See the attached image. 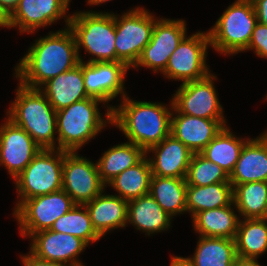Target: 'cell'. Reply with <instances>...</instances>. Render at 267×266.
Segmentation results:
<instances>
[{
	"mask_svg": "<svg viewBox=\"0 0 267 266\" xmlns=\"http://www.w3.org/2000/svg\"><path fill=\"white\" fill-rule=\"evenodd\" d=\"M79 63L75 37L71 29L65 27L35 40L15 66L14 77L23 86L39 89Z\"/></svg>",
	"mask_w": 267,
	"mask_h": 266,
	"instance_id": "obj_1",
	"label": "cell"
},
{
	"mask_svg": "<svg viewBox=\"0 0 267 266\" xmlns=\"http://www.w3.org/2000/svg\"><path fill=\"white\" fill-rule=\"evenodd\" d=\"M112 110V124L126 136L129 142L145 152L159 144L170 134L172 100L164 103L137 101L128 94Z\"/></svg>",
	"mask_w": 267,
	"mask_h": 266,
	"instance_id": "obj_2",
	"label": "cell"
},
{
	"mask_svg": "<svg viewBox=\"0 0 267 266\" xmlns=\"http://www.w3.org/2000/svg\"><path fill=\"white\" fill-rule=\"evenodd\" d=\"M99 99L88 97L57 111V149L77 152L94 139L107 124H112L113 105L105 106V118L98 108Z\"/></svg>",
	"mask_w": 267,
	"mask_h": 266,
	"instance_id": "obj_3",
	"label": "cell"
},
{
	"mask_svg": "<svg viewBox=\"0 0 267 266\" xmlns=\"http://www.w3.org/2000/svg\"><path fill=\"white\" fill-rule=\"evenodd\" d=\"M7 118L23 128L42 149H57L56 116L47 97L35 88L18 84Z\"/></svg>",
	"mask_w": 267,
	"mask_h": 266,
	"instance_id": "obj_4",
	"label": "cell"
},
{
	"mask_svg": "<svg viewBox=\"0 0 267 266\" xmlns=\"http://www.w3.org/2000/svg\"><path fill=\"white\" fill-rule=\"evenodd\" d=\"M76 41L80 62L81 47L91 55L87 63L121 62L115 48V14L97 11H79L71 15L68 26Z\"/></svg>",
	"mask_w": 267,
	"mask_h": 266,
	"instance_id": "obj_5",
	"label": "cell"
},
{
	"mask_svg": "<svg viewBox=\"0 0 267 266\" xmlns=\"http://www.w3.org/2000/svg\"><path fill=\"white\" fill-rule=\"evenodd\" d=\"M258 22L251 0H235L208 30L210 46L223 55L245 52Z\"/></svg>",
	"mask_w": 267,
	"mask_h": 266,
	"instance_id": "obj_6",
	"label": "cell"
},
{
	"mask_svg": "<svg viewBox=\"0 0 267 266\" xmlns=\"http://www.w3.org/2000/svg\"><path fill=\"white\" fill-rule=\"evenodd\" d=\"M62 171L63 150L41 149L32 162L13 179L19 198L14 211L26 199L61 190Z\"/></svg>",
	"mask_w": 267,
	"mask_h": 266,
	"instance_id": "obj_7",
	"label": "cell"
},
{
	"mask_svg": "<svg viewBox=\"0 0 267 266\" xmlns=\"http://www.w3.org/2000/svg\"><path fill=\"white\" fill-rule=\"evenodd\" d=\"M150 11L135 7L115 15V48L117 58L132 68L144 47L150 42L155 21Z\"/></svg>",
	"mask_w": 267,
	"mask_h": 266,
	"instance_id": "obj_8",
	"label": "cell"
},
{
	"mask_svg": "<svg viewBox=\"0 0 267 266\" xmlns=\"http://www.w3.org/2000/svg\"><path fill=\"white\" fill-rule=\"evenodd\" d=\"M186 35L170 55L167 67L162 73L169 80L183 83L201 80L211 72L206 64L210 38L207 31Z\"/></svg>",
	"mask_w": 267,
	"mask_h": 266,
	"instance_id": "obj_9",
	"label": "cell"
},
{
	"mask_svg": "<svg viewBox=\"0 0 267 266\" xmlns=\"http://www.w3.org/2000/svg\"><path fill=\"white\" fill-rule=\"evenodd\" d=\"M74 205L71 197L61 189L26 199L12 214L18 221L21 236L30 237L33 233L49 230Z\"/></svg>",
	"mask_w": 267,
	"mask_h": 266,
	"instance_id": "obj_10",
	"label": "cell"
},
{
	"mask_svg": "<svg viewBox=\"0 0 267 266\" xmlns=\"http://www.w3.org/2000/svg\"><path fill=\"white\" fill-rule=\"evenodd\" d=\"M105 187L96 162L78 155V151H63L62 189L75 204L90 202L105 191Z\"/></svg>",
	"mask_w": 267,
	"mask_h": 266,
	"instance_id": "obj_11",
	"label": "cell"
},
{
	"mask_svg": "<svg viewBox=\"0 0 267 266\" xmlns=\"http://www.w3.org/2000/svg\"><path fill=\"white\" fill-rule=\"evenodd\" d=\"M216 79L217 76L210 73L204 79L181 84L172 96L173 108L179 113L190 116L226 119L214 86Z\"/></svg>",
	"mask_w": 267,
	"mask_h": 266,
	"instance_id": "obj_12",
	"label": "cell"
},
{
	"mask_svg": "<svg viewBox=\"0 0 267 266\" xmlns=\"http://www.w3.org/2000/svg\"><path fill=\"white\" fill-rule=\"evenodd\" d=\"M183 19L158 18L155 21L150 42L144 47L132 68L146 67L161 74L167 67L170 55L187 35Z\"/></svg>",
	"mask_w": 267,
	"mask_h": 266,
	"instance_id": "obj_13",
	"label": "cell"
},
{
	"mask_svg": "<svg viewBox=\"0 0 267 266\" xmlns=\"http://www.w3.org/2000/svg\"><path fill=\"white\" fill-rule=\"evenodd\" d=\"M129 67L123 62H82L85 91L89 97L101 100L103 105L125 92L124 81Z\"/></svg>",
	"mask_w": 267,
	"mask_h": 266,
	"instance_id": "obj_14",
	"label": "cell"
},
{
	"mask_svg": "<svg viewBox=\"0 0 267 266\" xmlns=\"http://www.w3.org/2000/svg\"><path fill=\"white\" fill-rule=\"evenodd\" d=\"M41 149L23 128L7 117L0 124V165L7 169L12 180L32 162Z\"/></svg>",
	"mask_w": 267,
	"mask_h": 266,
	"instance_id": "obj_15",
	"label": "cell"
},
{
	"mask_svg": "<svg viewBox=\"0 0 267 266\" xmlns=\"http://www.w3.org/2000/svg\"><path fill=\"white\" fill-rule=\"evenodd\" d=\"M70 0H19L11 13L12 28L20 33H34L39 28L51 26L61 18L65 27L69 26L71 14L68 13Z\"/></svg>",
	"mask_w": 267,
	"mask_h": 266,
	"instance_id": "obj_16",
	"label": "cell"
},
{
	"mask_svg": "<svg viewBox=\"0 0 267 266\" xmlns=\"http://www.w3.org/2000/svg\"><path fill=\"white\" fill-rule=\"evenodd\" d=\"M29 238L32 242L30 252L36 257L70 266H85L79 260V255L88 244L82 239L50 229L33 233Z\"/></svg>",
	"mask_w": 267,
	"mask_h": 266,
	"instance_id": "obj_17",
	"label": "cell"
},
{
	"mask_svg": "<svg viewBox=\"0 0 267 266\" xmlns=\"http://www.w3.org/2000/svg\"><path fill=\"white\" fill-rule=\"evenodd\" d=\"M226 119H205L177 112L171 114L170 134L193 153H200L225 127Z\"/></svg>",
	"mask_w": 267,
	"mask_h": 266,
	"instance_id": "obj_18",
	"label": "cell"
},
{
	"mask_svg": "<svg viewBox=\"0 0 267 266\" xmlns=\"http://www.w3.org/2000/svg\"><path fill=\"white\" fill-rule=\"evenodd\" d=\"M151 152L153 157L148 156ZM192 155L193 152L172 134L146 151L152 175L159 177L186 178Z\"/></svg>",
	"mask_w": 267,
	"mask_h": 266,
	"instance_id": "obj_19",
	"label": "cell"
},
{
	"mask_svg": "<svg viewBox=\"0 0 267 266\" xmlns=\"http://www.w3.org/2000/svg\"><path fill=\"white\" fill-rule=\"evenodd\" d=\"M229 180L233 188L247 182H267V131L244 143Z\"/></svg>",
	"mask_w": 267,
	"mask_h": 266,
	"instance_id": "obj_20",
	"label": "cell"
},
{
	"mask_svg": "<svg viewBox=\"0 0 267 266\" xmlns=\"http://www.w3.org/2000/svg\"><path fill=\"white\" fill-rule=\"evenodd\" d=\"M104 192L84 204L92 226L101 238L112 230L127 226L128 201L114 194H104Z\"/></svg>",
	"mask_w": 267,
	"mask_h": 266,
	"instance_id": "obj_21",
	"label": "cell"
},
{
	"mask_svg": "<svg viewBox=\"0 0 267 266\" xmlns=\"http://www.w3.org/2000/svg\"><path fill=\"white\" fill-rule=\"evenodd\" d=\"M39 90L47 97L56 111L88 98L85 91L82 62L73 69L50 79Z\"/></svg>",
	"mask_w": 267,
	"mask_h": 266,
	"instance_id": "obj_22",
	"label": "cell"
},
{
	"mask_svg": "<svg viewBox=\"0 0 267 266\" xmlns=\"http://www.w3.org/2000/svg\"><path fill=\"white\" fill-rule=\"evenodd\" d=\"M170 217L150 195H144L128 201L127 225L130 223L136 230L150 236L172 227Z\"/></svg>",
	"mask_w": 267,
	"mask_h": 266,
	"instance_id": "obj_23",
	"label": "cell"
},
{
	"mask_svg": "<svg viewBox=\"0 0 267 266\" xmlns=\"http://www.w3.org/2000/svg\"><path fill=\"white\" fill-rule=\"evenodd\" d=\"M234 209L233 202L225 207L198 212L191 217L195 233L203 237L235 239L240 217Z\"/></svg>",
	"mask_w": 267,
	"mask_h": 266,
	"instance_id": "obj_24",
	"label": "cell"
},
{
	"mask_svg": "<svg viewBox=\"0 0 267 266\" xmlns=\"http://www.w3.org/2000/svg\"><path fill=\"white\" fill-rule=\"evenodd\" d=\"M146 152L132 142H123L104 151L96 162L101 181L107 185L124 170L136 165Z\"/></svg>",
	"mask_w": 267,
	"mask_h": 266,
	"instance_id": "obj_25",
	"label": "cell"
},
{
	"mask_svg": "<svg viewBox=\"0 0 267 266\" xmlns=\"http://www.w3.org/2000/svg\"><path fill=\"white\" fill-rule=\"evenodd\" d=\"M186 178L159 177L152 175L149 194L172 218L187 212Z\"/></svg>",
	"mask_w": 267,
	"mask_h": 266,
	"instance_id": "obj_26",
	"label": "cell"
},
{
	"mask_svg": "<svg viewBox=\"0 0 267 266\" xmlns=\"http://www.w3.org/2000/svg\"><path fill=\"white\" fill-rule=\"evenodd\" d=\"M233 203V186L220 182L207 186L187 185L186 206L192 217L198 212L225 207Z\"/></svg>",
	"mask_w": 267,
	"mask_h": 266,
	"instance_id": "obj_27",
	"label": "cell"
},
{
	"mask_svg": "<svg viewBox=\"0 0 267 266\" xmlns=\"http://www.w3.org/2000/svg\"><path fill=\"white\" fill-rule=\"evenodd\" d=\"M235 240L199 236L194 255L186 257L193 266H234Z\"/></svg>",
	"mask_w": 267,
	"mask_h": 266,
	"instance_id": "obj_28",
	"label": "cell"
},
{
	"mask_svg": "<svg viewBox=\"0 0 267 266\" xmlns=\"http://www.w3.org/2000/svg\"><path fill=\"white\" fill-rule=\"evenodd\" d=\"M234 240L238 257L258 259L267 252V219L240 218Z\"/></svg>",
	"mask_w": 267,
	"mask_h": 266,
	"instance_id": "obj_29",
	"label": "cell"
},
{
	"mask_svg": "<svg viewBox=\"0 0 267 266\" xmlns=\"http://www.w3.org/2000/svg\"><path fill=\"white\" fill-rule=\"evenodd\" d=\"M225 126L200 152L205 158L218 164L228 175L233 171L240 157L244 143L249 139L240 138Z\"/></svg>",
	"mask_w": 267,
	"mask_h": 266,
	"instance_id": "obj_30",
	"label": "cell"
},
{
	"mask_svg": "<svg viewBox=\"0 0 267 266\" xmlns=\"http://www.w3.org/2000/svg\"><path fill=\"white\" fill-rule=\"evenodd\" d=\"M152 178L151 166L145 156L136 165L124 170L106 186H111L117 194L127 201L149 194Z\"/></svg>",
	"mask_w": 267,
	"mask_h": 266,
	"instance_id": "obj_31",
	"label": "cell"
},
{
	"mask_svg": "<svg viewBox=\"0 0 267 266\" xmlns=\"http://www.w3.org/2000/svg\"><path fill=\"white\" fill-rule=\"evenodd\" d=\"M233 202L243 219L265 218L267 210V182L238 184L233 188Z\"/></svg>",
	"mask_w": 267,
	"mask_h": 266,
	"instance_id": "obj_32",
	"label": "cell"
},
{
	"mask_svg": "<svg viewBox=\"0 0 267 266\" xmlns=\"http://www.w3.org/2000/svg\"><path fill=\"white\" fill-rule=\"evenodd\" d=\"M50 230L71 234L88 245L101 239L92 226L86 206L80 204H75L66 214L60 216Z\"/></svg>",
	"mask_w": 267,
	"mask_h": 266,
	"instance_id": "obj_33",
	"label": "cell"
},
{
	"mask_svg": "<svg viewBox=\"0 0 267 266\" xmlns=\"http://www.w3.org/2000/svg\"><path fill=\"white\" fill-rule=\"evenodd\" d=\"M187 185L207 186L220 182H230L229 175L218 164L205 158L201 153H193L186 175Z\"/></svg>",
	"mask_w": 267,
	"mask_h": 266,
	"instance_id": "obj_34",
	"label": "cell"
},
{
	"mask_svg": "<svg viewBox=\"0 0 267 266\" xmlns=\"http://www.w3.org/2000/svg\"><path fill=\"white\" fill-rule=\"evenodd\" d=\"M249 50L254 51L258 57L267 59V25L256 23L251 41L245 51Z\"/></svg>",
	"mask_w": 267,
	"mask_h": 266,
	"instance_id": "obj_35",
	"label": "cell"
},
{
	"mask_svg": "<svg viewBox=\"0 0 267 266\" xmlns=\"http://www.w3.org/2000/svg\"><path fill=\"white\" fill-rule=\"evenodd\" d=\"M28 253L20 255L23 266H70L64 263L42 260L32 254L30 251Z\"/></svg>",
	"mask_w": 267,
	"mask_h": 266,
	"instance_id": "obj_36",
	"label": "cell"
},
{
	"mask_svg": "<svg viewBox=\"0 0 267 266\" xmlns=\"http://www.w3.org/2000/svg\"><path fill=\"white\" fill-rule=\"evenodd\" d=\"M257 15L258 22L267 25V0H251Z\"/></svg>",
	"mask_w": 267,
	"mask_h": 266,
	"instance_id": "obj_37",
	"label": "cell"
},
{
	"mask_svg": "<svg viewBox=\"0 0 267 266\" xmlns=\"http://www.w3.org/2000/svg\"><path fill=\"white\" fill-rule=\"evenodd\" d=\"M0 27L12 28L11 13L6 10L0 3Z\"/></svg>",
	"mask_w": 267,
	"mask_h": 266,
	"instance_id": "obj_38",
	"label": "cell"
},
{
	"mask_svg": "<svg viewBox=\"0 0 267 266\" xmlns=\"http://www.w3.org/2000/svg\"><path fill=\"white\" fill-rule=\"evenodd\" d=\"M234 266H262L257 259L236 257Z\"/></svg>",
	"mask_w": 267,
	"mask_h": 266,
	"instance_id": "obj_39",
	"label": "cell"
},
{
	"mask_svg": "<svg viewBox=\"0 0 267 266\" xmlns=\"http://www.w3.org/2000/svg\"><path fill=\"white\" fill-rule=\"evenodd\" d=\"M170 266H193L186 257L172 256Z\"/></svg>",
	"mask_w": 267,
	"mask_h": 266,
	"instance_id": "obj_40",
	"label": "cell"
},
{
	"mask_svg": "<svg viewBox=\"0 0 267 266\" xmlns=\"http://www.w3.org/2000/svg\"><path fill=\"white\" fill-rule=\"evenodd\" d=\"M18 2L19 0H0L2 6L10 13L16 8Z\"/></svg>",
	"mask_w": 267,
	"mask_h": 266,
	"instance_id": "obj_41",
	"label": "cell"
},
{
	"mask_svg": "<svg viewBox=\"0 0 267 266\" xmlns=\"http://www.w3.org/2000/svg\"><path fill=\"white\" fill-rule=\"evenodd\" d=\"M88 4L91 6V5H99V4H102V3H105V2H108V1H111V0H87Z\"/></svg>",
	"mask_w": 267,
	"mask_h": 266,
	"instance_id": "obj_42",
	"label": "cell"
}]
</instances>
